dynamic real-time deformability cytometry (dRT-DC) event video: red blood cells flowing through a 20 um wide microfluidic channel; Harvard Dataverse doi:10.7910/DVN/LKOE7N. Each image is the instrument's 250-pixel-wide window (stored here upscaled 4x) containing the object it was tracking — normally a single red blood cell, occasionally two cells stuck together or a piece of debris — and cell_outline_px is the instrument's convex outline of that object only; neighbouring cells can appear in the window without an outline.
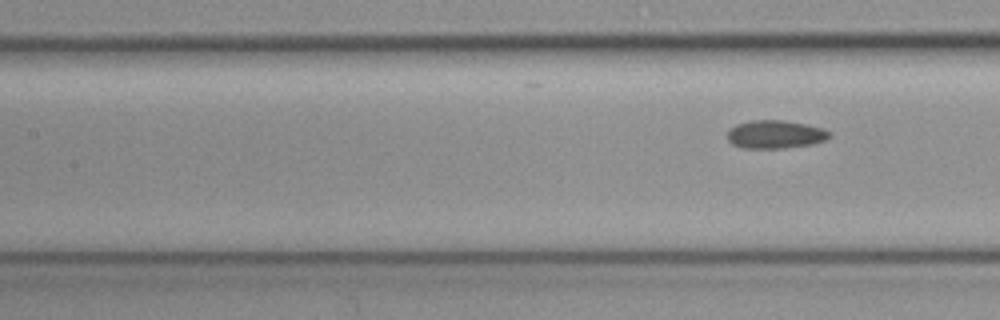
{"species": "common noctule bat (a hibernating species)", "species_latin": "Nyctalus noctula", "temperature_condition": "cold", "stored_images_in_passage": 9, "segment_of_instrument_passage": [2, 2], "camera_frame_rate_fps": 3000, "um_per_image_px": 0.085, "animal": {"sex": "female", "body_mass_g": 19.3, "forearm_length_mm": 54.1}, "frame": {"image": 1, "passage_image": 9, "time_ms": 2.667, "image_size_px": [1000, 320], "cell_outline_px": [[832, 132], [824, 140], [812, 144], [784, 148], [744, 148], [732, 144], [728, 140], [728, 128], [736, 124], [752, 120], [784, 120], [824, 128]], "centroid_in_image_um": [65.87, 11.41], "position_along_channel_um": 141.5, "area_um2": 16.76}}